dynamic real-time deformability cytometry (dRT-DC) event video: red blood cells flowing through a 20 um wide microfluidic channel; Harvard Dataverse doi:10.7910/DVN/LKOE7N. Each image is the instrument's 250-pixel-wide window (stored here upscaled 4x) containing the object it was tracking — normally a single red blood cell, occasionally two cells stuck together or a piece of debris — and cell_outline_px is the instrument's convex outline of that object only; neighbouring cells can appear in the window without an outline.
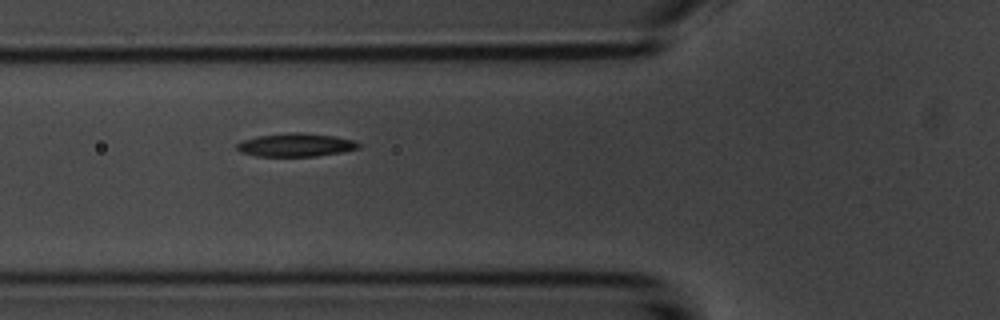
{"species": "common noctule bat (a hibernating species)", "species_latin": "Nyctalus noctula", "temperature_condition": "room temperature", "stored_images_in_passage": 8, "camera_frame_rate_fps": 3000, "um_per_image_px": 0.085, "animal": {"sex": "male", "body_mass_g": 20.1, "forearm_length_mm": 53.5}, "frame": {"image": 1, "passage_image": 6, "time_ms": 6.0, "image_size_px": [1000, 320], "cell_outline_px": [[360, 148], [344, 152], [316, 156], [256, 156], [240, 152], [236, 148], [236, 144], [244, 140], [256, 136], [292, 132], [304, 132], [336, 136], [352, 140], [360, 144]], "centroid_in_image_um": [25.15, 12.32], "position_along_channel_um": 100.6, "area_um2": 16.65}}
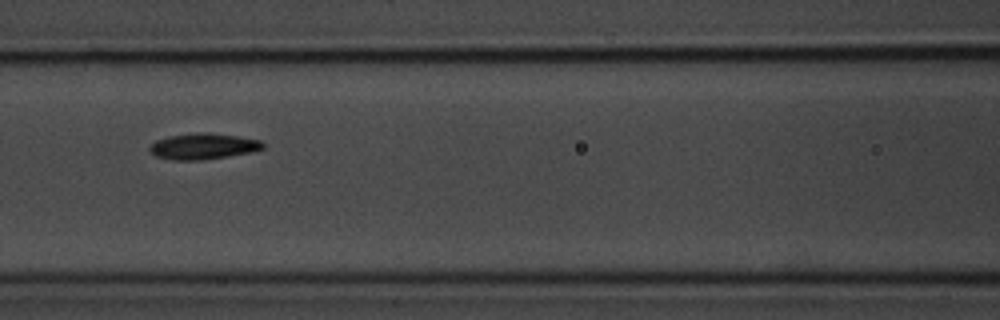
{"frame": {"image": 2, "passage_image": 7, "time_ms": 7.333, "image_size_px": [1000, 320], "cell_outline_px": [[264, 148], [252, 152], [228, 156], [200, 160], [172, 160], [156, 156], [148, 148], [156, 140], [168, 136], [196, 132], [208, 132], [240, 136], [260, 140], [264, 144]], "centroid_in_image_um": [17.29, 12.42], "position_along_channel_um": 149.3, "area_um2": 17.22}}
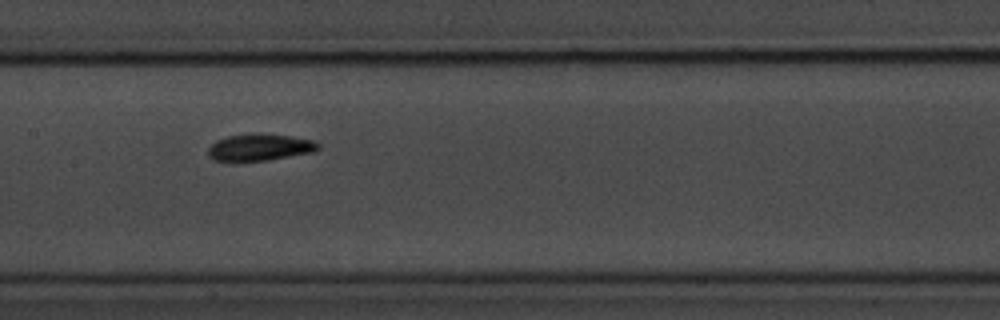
{"frame": {"image": 3, "passage_image": 8, "time_ms": 8.333, "image_size_px": [1000, 320], "cell_outline_px": [[320, 148], [316, 152], [268, 160], [212, 160], [208, 156], [208, 148], [216, 140], [228, 136], [256, 132], [264, 132], [312, 140], [320, 144]], "centroid_in_image_um": [22.11, 12.5], "position_along_channel_um": 185.3, "area_um2": 17.34}}